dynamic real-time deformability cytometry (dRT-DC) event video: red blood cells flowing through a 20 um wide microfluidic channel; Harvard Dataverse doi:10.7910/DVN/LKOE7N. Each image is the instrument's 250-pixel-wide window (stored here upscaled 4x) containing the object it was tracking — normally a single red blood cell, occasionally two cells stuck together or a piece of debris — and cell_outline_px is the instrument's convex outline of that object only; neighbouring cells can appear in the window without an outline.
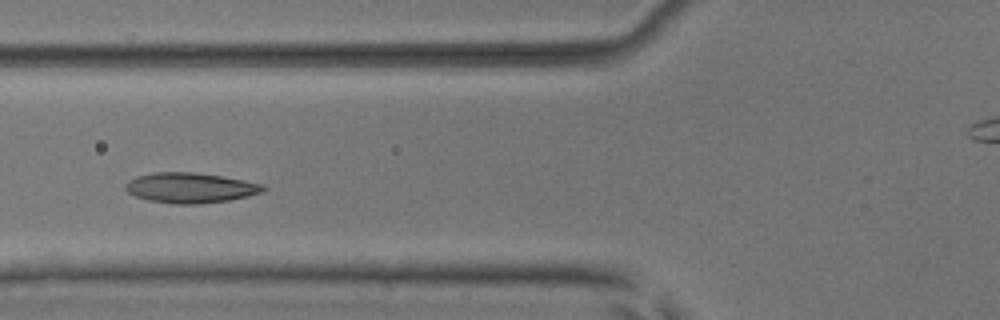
{"species": "common noctule bat (a hibernating species)", "species_latin": "Nyctalus noctula", "temperature_condition": "room temperature", "stored_images_in_passage": 3, "camera_frame_rate_fps": 3000, "um_per_image_px": 0.085, "animal": {"sex": "male", "body_mass_g": 17.9, "forearm_length_mm": 54.2}, "frame": {"image": 1, "passage_image": 3, "time_ms": 2.333, "image_size_px": [1000, 320], "cell_outline_px": [[268, 188], [260, 192], [248, 196], [228, 200], [200, 204], [176, 204], [148, 200], [136, 196], [128, 192], [124, 188], [124, 184], [128, 180], [136, 176], [152, 172], [192, 172], [220, 176], [244, 180], [264, 184]], "centroid_in_image_um": [16.15, 15.96], "position_along_channel_um": 109.6, "area_um2": 24.28}}